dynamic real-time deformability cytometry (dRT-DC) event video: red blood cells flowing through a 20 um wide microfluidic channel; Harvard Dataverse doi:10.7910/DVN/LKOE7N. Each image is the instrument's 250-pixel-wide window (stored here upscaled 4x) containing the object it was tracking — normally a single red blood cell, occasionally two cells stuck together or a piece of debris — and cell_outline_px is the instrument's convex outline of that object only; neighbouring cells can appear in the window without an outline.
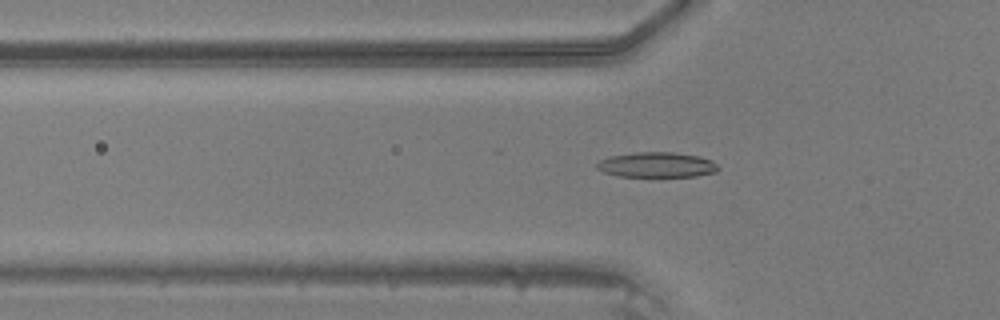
{"species": "common noctule bat (a hibernating species)", "species_latin": "Nyctalus noctula", "temperature_condition": "warm", "stored_images_in_passage": 33, "camera_frame_rate_fps": 3000, "um_per_image_px": 0.085, "animal": {"sex": "male", "body_mass_g": 20.5, "forearm_length_mm": 52.5}, "frame": {"image": 1, "passage_image": 2, "time_ms": 0.333, "image_size_px": [1000, 320], "cell_outline_px": [[720, 168], [716, 172], [696, 176], [616, 176], [604, 172], [596, 168], [596, 164], [600, 160], [612, 156], [636, 152], [672, 152], [700, 156], [712, 160]], "centroid_in_image_um": [55.85, 14.01], "position_along_channel_um": 70.0, "area_um2": 17.74}}
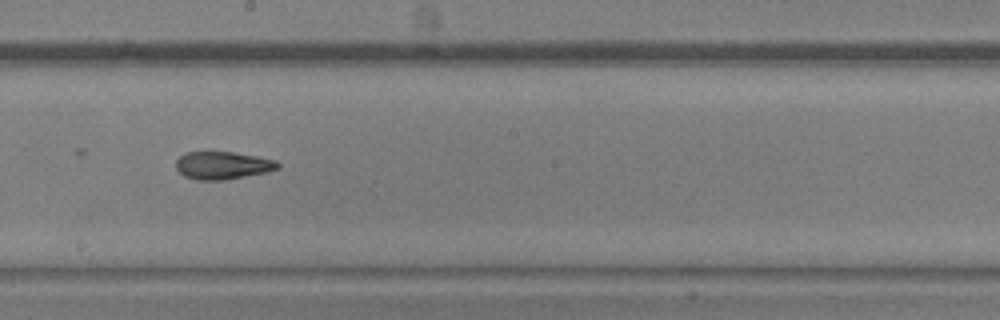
{"frame": {"image": 2, "passage_image": 13, "time_ms": 4.0, "image_size_px": [1000, 320], "cell_outline_px": [[280, 168], [268, 172], [224, 180], [196, 180], [184, 176], [176, 168], [176, 160], [180, 156], [188, 152], [232, 152], [256, 156], [276, 160], [280, 164]], "centroid_in_image_um": [18.94, 14.06], "position_along_channel_um": 229.3, "area_um2": 16.47}}
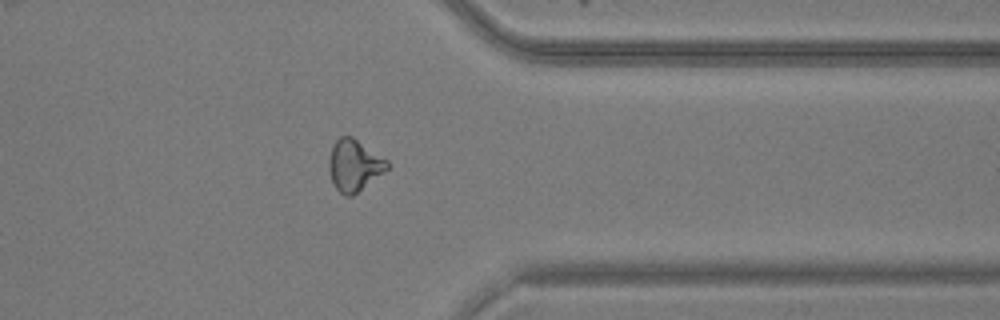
{"frame": {"image": 3, "passage_image": 24, "time_ms": 7.667, "image_size_px": [1000, 320], "cell_outline_px": [[388, 168], [384, 172], [352, 196], [344, 196], [336, 188], [332, 180], [328, 168], [328, 160], [332, 144], [340, 136], [352, 136], [388, 160]], "centroid_in_image_um": [30.09, 14.03], "position_along_channel_um": 381.3, "area_um2": 17.46}}